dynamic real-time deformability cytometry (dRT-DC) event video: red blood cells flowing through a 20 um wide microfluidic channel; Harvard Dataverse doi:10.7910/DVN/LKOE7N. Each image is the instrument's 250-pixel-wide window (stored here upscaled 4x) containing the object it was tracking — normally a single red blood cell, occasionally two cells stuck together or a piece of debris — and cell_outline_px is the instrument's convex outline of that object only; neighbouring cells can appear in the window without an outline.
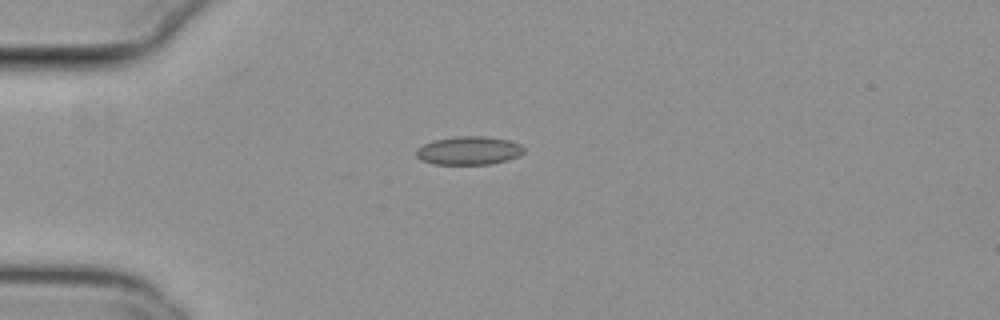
{"species": "common noctule bat (a hibernating species)", "species_latin": "Nyctalus noctula", "temperature_condition": "cold", "stored_images_in_passage": 33, "camera_frame_rate_fps": 3000, "um_per_image_px": 0.085, "animal": {"sex": "female", "body_mass_g": 29.2, "forearm_length_mm": 56.3}, "frame": {"image": 1, "passage_image": 1, "time_ms": 0.0, "image_size_px": [1000, 320], "cell_outline_px": [[524, 152], [520, 156], [508, 160], [492, 164], [432, 164], [420, 160], [416, 156], [416, 148], [432, 140], [456, 136], [484, 136], [508, 140], [520, 144], [524, 148]], "centroid_in_image_um": [39.84, 12.8], "position_along_channel_um": 45.2, "area_um2": 18.03}}
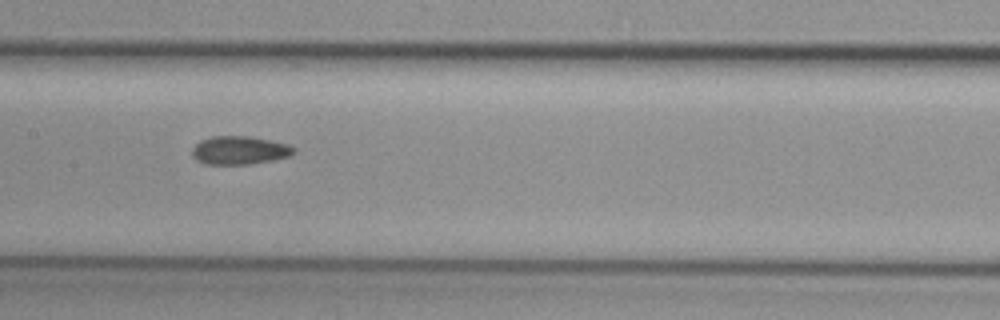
{"frame": {"image": 2, "passage_image": 14, "time_ms": 4.333, "image_size_px": [1000, 320], "cell_outline_px": [[296, 152], [288, 156], [272, 160], [248, 164], [204, 164], [196, 160], [192, 156], [192, 148], [200, 140], [212, 136], [248, 136], [272, 140], [288, 144], [296, 148]], "centroid_in_image_um": [20.35, 12.77], "position_along_channel_um": 187.1, "area_um2": 16.88}}
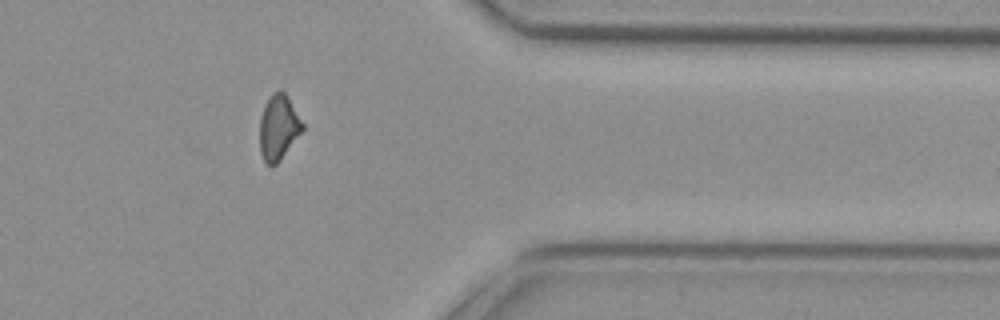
{"frame": {"image": 3, "passage_image": 31, "time_ms": 10.0, "image_size_px": [1000, 320], "cell_outline_px": [[304, 128], [280, 160], [272, 168], [264, 160], [260, 152], [260, 116], [264, 104], [272, 92], [280, 88], [288, 96], [304, 124]], "centroid_in_image_um": [23.66, 10.79], "position_along_channel_um": 387.7, "area_um2": 16.36}, "authors_computed_cell_mechanics": {"area_um2": 16.8198, "velocity_mm_per_s": 3.8068, "shape_relaxation_time_tau1_ms": null, "shape_relaxation_time_tau2_ms": 7.6576, "deformation_change_tau1": null, "deformation_change_tau2": 0.1261}}